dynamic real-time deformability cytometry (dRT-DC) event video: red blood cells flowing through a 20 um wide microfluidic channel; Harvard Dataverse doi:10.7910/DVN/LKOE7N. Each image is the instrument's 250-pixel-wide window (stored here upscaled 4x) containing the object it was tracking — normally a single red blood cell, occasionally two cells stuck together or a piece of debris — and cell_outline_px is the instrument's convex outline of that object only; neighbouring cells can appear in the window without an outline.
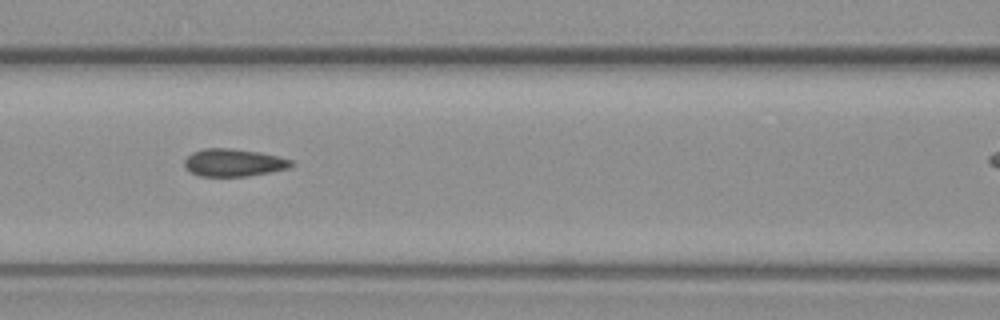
{"species": "common noctule bat (a hibernating species)", "species_latin": "Nyctalus noctula", "temperature_condition": "warm", "stored_images_in_passage": 7, "camera_frame_rate_fps": 3000, "um_per_image_px": 0.085, "animal": {"sex": "female", "body_mass_g": 19.3, "forearm_length_mm": 54.1}, "frame": {"image": 1, "passage_image": 5, "time_ms": 5.667, "image_size_px": [1000, 320], "cell_outline_px": [[296, 164], [288, 168], [248, 176], [200, 176], [192, 172], [184, 164], [184, 160], [192, 152], [204, 148], [228, 148], [260, 152], [292, 160]], "centroid_in_image_um": [19.87, 13.82], "position_along_channel_um": 146.7, "area_um2": 16.99}}
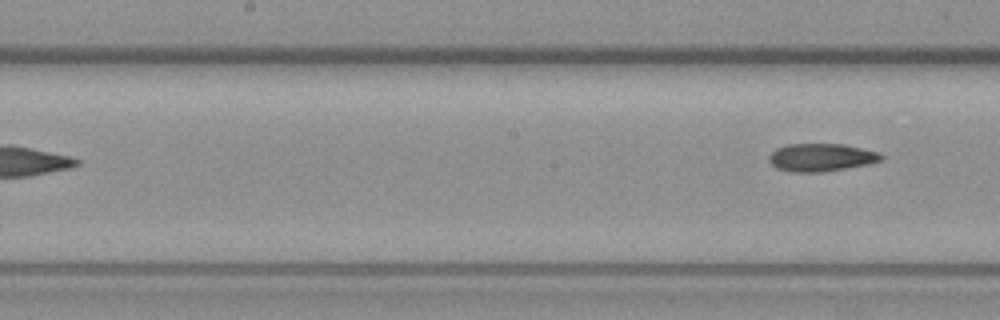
{"frame": {"image": 2, "passage_image": 7, "time_ms": 8.333, "image_size_px": [1000, 320], "cell_outline_px": [[884, 160], [868, 164], [820, 172], [796, 172], [776, 168], [768, 160], [768, 156], [776, 148], [788, 144], [844, 144], [880, 152], [884, 156]], "centroid_in_image_um": [69.82, 13.37], "position_along_channel_um": 178.4, "area_um2": 18.21}}